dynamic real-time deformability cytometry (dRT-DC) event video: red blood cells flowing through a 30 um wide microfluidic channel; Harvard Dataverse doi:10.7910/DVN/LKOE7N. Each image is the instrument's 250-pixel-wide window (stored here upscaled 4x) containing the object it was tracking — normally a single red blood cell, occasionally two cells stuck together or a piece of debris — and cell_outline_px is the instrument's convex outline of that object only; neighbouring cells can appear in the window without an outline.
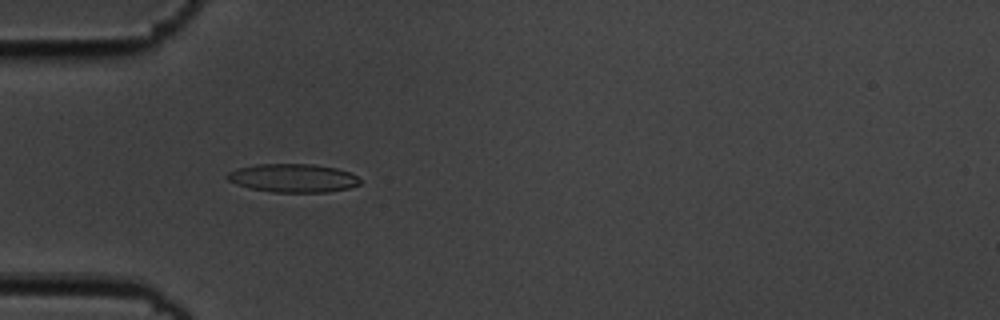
{"species": "common noctule bat (a hibernating species)", "species_latin": "Nyctalus noctula", "temperature_condition": "cold", "stored_images_in_passage": 46, "camera_frame_rate_fps": 3000, "um_per_image_px": 0.085, "animal": {"sex": "male", "body_mass_g": 19.5, "forearm_length_mm": 54.6}, "frame": {"image": 1, "passage_image": 8, "time_ms": 2.333, "image_size_px": [1000, 320], "cell_outline_px": [[360, 184], [348, 188], [328, 192], [272, 192], [248, 188], [236, 184], [228, 180], [224, 176], [228, 172], [240, 168], [256, 164], [312, 164], [336, 168], [348, 172], [356, 176], [360, 180]], "centroid_in_image_um": [24.87, 15.14], "position_along_channel_um": 60.1, "area_um2": 21.96}}
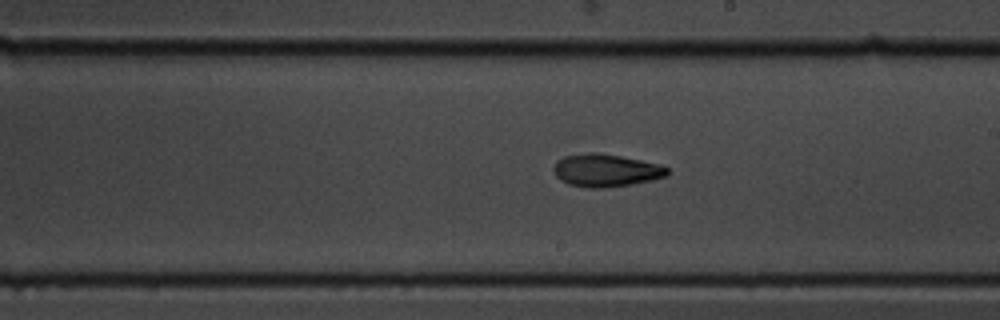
{"frame": {"image": 2, "passage_image": 23, "time_ms": 7.333, "image_size_px": [1000, 320], "cell_outline_px": [[668, 176], [652, 180], [632, 184], [604, 188], [588, 188], [568, 184], [560, 180], [552, 172], [552, 168], [556, 160], [564, 156], [588, 152], [596, 152], [620, 156], [660, 164], [668, 168]], "centroid_in_image_um": [51.46, 14.48], "position_along_channel_um": 237.5, "area_um2": 21.91}}
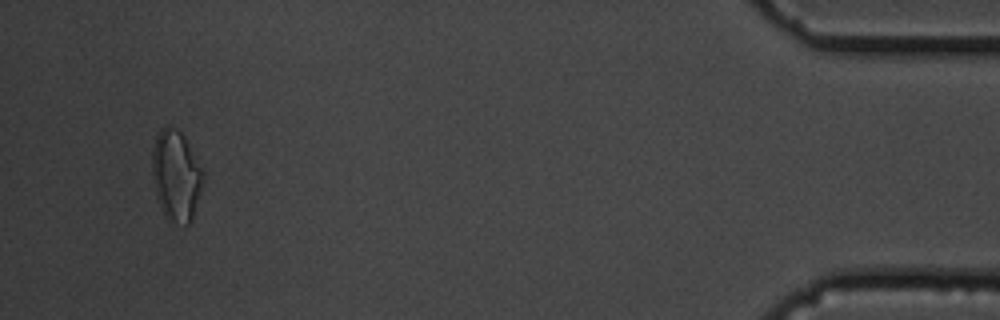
{"frame": {"image": 3, "passage_image": 44, "time_ms": 14.333, "image_size_px": [1000, 320], "cell_outline_px": [[204, 176], [192, 220], [188, 224], [168, 224], [164, 216], [156, 196], [152, 172], [152, 148], [156, 136], [160, 128], [164, 124], [168, 124], [180, 132], [184, 136], [204, 172]], "centroid_in_image_um": [14.94, 14.94], "position_along_channel_um": 420.3, "area_um2": 27.17}, "authors_computed_cell_mechanics": {"area_um2": 21.2415, "velocity_mm_per_s": 3.6247, "shape_relaxation_time_tau1_ms": 6.4093, "shape_relaxation_time_tau2_ms": 3.4715, "deformation_change_tau1": 0.1498, "deformation_change_tau2": 0.0936}}